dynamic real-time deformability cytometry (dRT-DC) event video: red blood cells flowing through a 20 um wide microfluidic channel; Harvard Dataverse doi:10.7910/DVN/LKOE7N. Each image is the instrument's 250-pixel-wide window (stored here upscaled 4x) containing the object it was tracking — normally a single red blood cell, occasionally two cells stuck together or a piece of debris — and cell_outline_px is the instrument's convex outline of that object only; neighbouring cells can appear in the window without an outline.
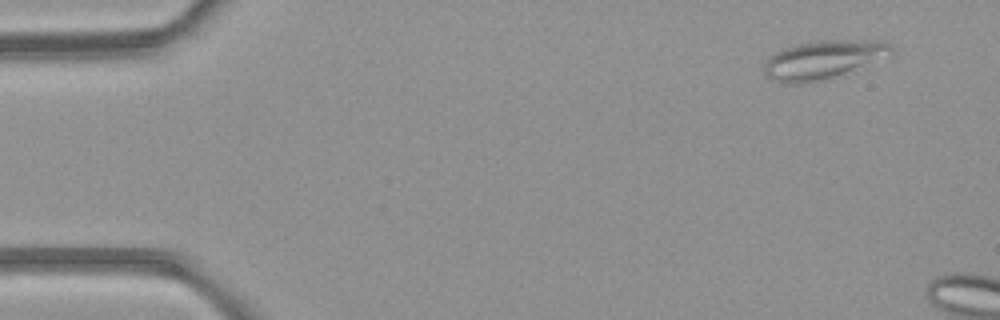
{"species": "common noctule bat (a hibernating species)", "species_latin": "Nyctalus noctula", "temperature_condition": "room temperature", "stored_images_in_passage": 4, "camera_frame_rate_fps": 3000, "um_per_image_px": 0.085, "animal": {"sex": "female", "body_mass_g": 21.9}, "frame": {"image": 1, "passage_image": 4, "time_ms": 4.333, "image_size_px": [1000, 320], "cell_outline_px": [[892, 56], [824, 80], [796, 84], [788, 84], [772, 80], [764, 72], [764, 64], [768, 56], [784, 48], [800, 44], [824, 40], [884, 40], [892, 48]], "centroid_in_image_um": [69.99, 5.07], "position_along_channel_um": 15.0, "area_um2": 28.5}}